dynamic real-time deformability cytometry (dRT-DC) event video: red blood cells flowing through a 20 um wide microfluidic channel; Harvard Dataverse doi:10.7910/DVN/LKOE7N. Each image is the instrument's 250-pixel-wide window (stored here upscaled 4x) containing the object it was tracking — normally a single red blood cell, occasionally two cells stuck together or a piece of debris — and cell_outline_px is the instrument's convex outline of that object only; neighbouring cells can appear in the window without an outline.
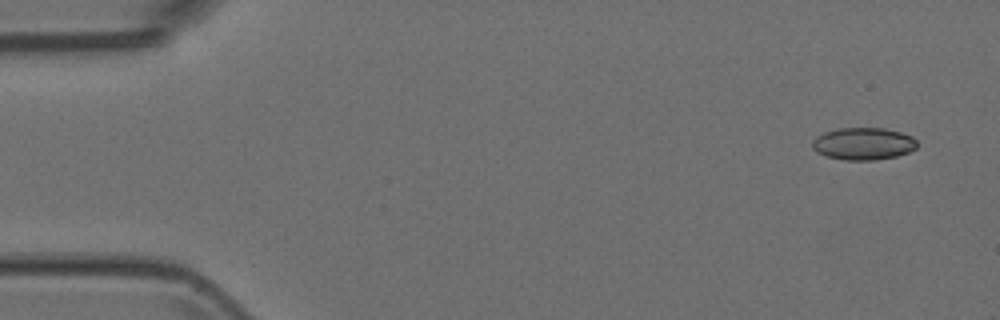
{"species": "Egyptian fruit bat (a non-hibernating species)", "species_latin": "Rousettus aegyptiacus", "temperature_condition": "room temperature", "stored_images_in_passage": 5, "camera_frame_rate_fps": 3000, "um_per_image_px": 0.085, "animal": {"sex": "female"}, "frame": {"image": 1, "passage_image": 1, "time_ms": 0.0, "image_size_px": [1000, 320], "cell_outline_px": [[916, 148], [908, 152], [896, 156], [876, 160], [844, 160], [828, 156], [816, 152], [812, 148], [812, 140], [816, 136], [824, 132], [836, 128], [884, 128], [900, 132], [912, 136], [916, 140]], "centroid_in_image_um": [73.36, 12.21], "position_along_channel_um": 11.6, "area_um2": 19.77}}
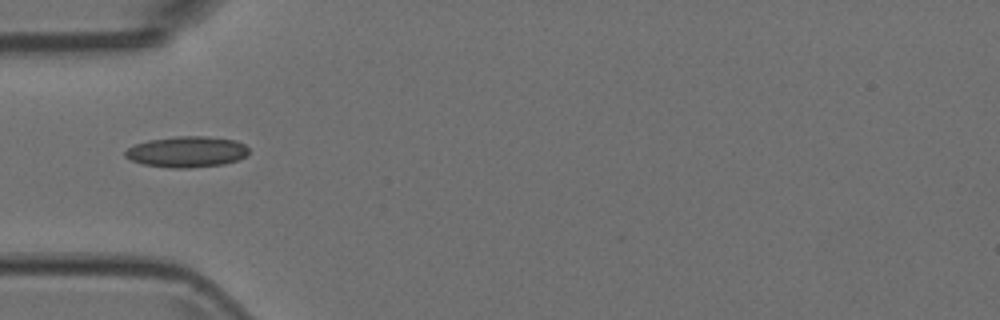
{"frame": {"image": 2, "passage_image": 5, "time_ms": 1.333, "image_size_px": [1000, 320], "cell_outline_px": [[248, 156], [240, 160], [224, 164], [188, 168], [172, 168], [144, 164], [132, 160], [124, 156], [124, 152], [128, 148], [136, 144], [148, 140], [176, 136], [204, 136], [236, 140], [244, 144], [248, 148]], "centroid_in_image_um": [15.92, 12.9], "position_along_channel_um": 69.1, "area_um2": 22.37}}